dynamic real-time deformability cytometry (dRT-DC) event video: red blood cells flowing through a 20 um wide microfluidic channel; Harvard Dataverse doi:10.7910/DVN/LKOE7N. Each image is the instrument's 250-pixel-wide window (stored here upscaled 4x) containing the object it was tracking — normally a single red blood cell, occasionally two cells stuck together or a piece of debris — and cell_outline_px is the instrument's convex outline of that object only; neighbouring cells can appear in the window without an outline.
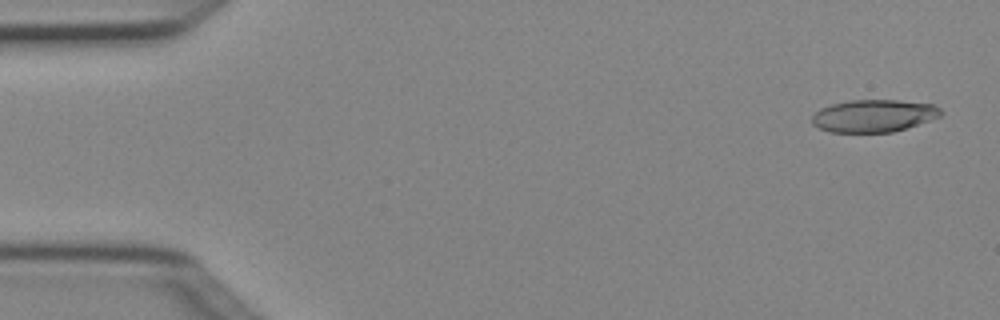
{"species": "Egyptian fruit bat (a non-hibernating species)", "species_latin": "Rousettus aegyptiacus", "temperature_condition": "cold", "stored_images_in_passage": 5, "camera_frame_rate_fps": 3000, "um_per_image_px": 0.085, "animal": {"sex": "female"}, "frame": {"image": 1, "passage_image": 1, "time_ms": 0.0, "image_size_px": [1000, 320], "cell_outline_px": [[944, 112], [940, 116], [892, 132], [828, 132], [812, 124], [812, 116], [820, 108], [832, 104], [852, 100], [896, 100], [936, 104]], "centroid_in_image_um": [74.26, 9.83], "position_along_channel_um": 10.7, "area_um2": 24.22}}
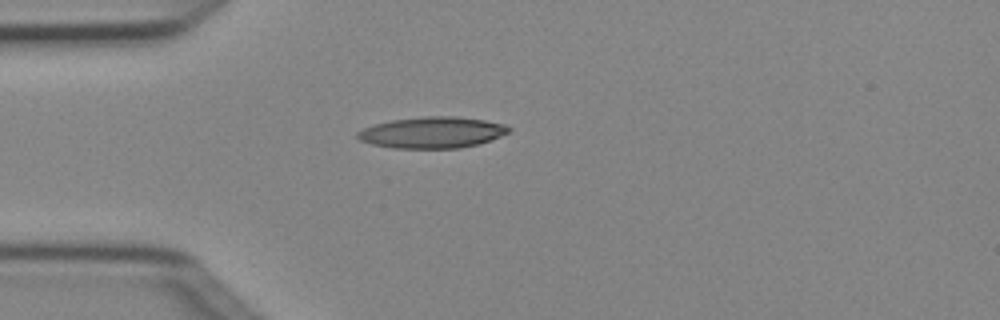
{"frame": {"image": 2, "passage_image": 4, "time_ms": 1.0, "image_size_px": [1000, 320], "cell_outline_px": [[512, 128], [508, 132], [500, 136], [476, 144], [460, 148], [392, 148], [372, 144], [360, 140], [356, 136], [356, 132], [364, 128], [376, 124], [392, 120], [424, 116], [456, 116], [484, 120], [504, 124]], "centroid_in_image_um": [36.72, 11.26], "position_along_channel_um": 48.3, "area_um2": 27.34}}